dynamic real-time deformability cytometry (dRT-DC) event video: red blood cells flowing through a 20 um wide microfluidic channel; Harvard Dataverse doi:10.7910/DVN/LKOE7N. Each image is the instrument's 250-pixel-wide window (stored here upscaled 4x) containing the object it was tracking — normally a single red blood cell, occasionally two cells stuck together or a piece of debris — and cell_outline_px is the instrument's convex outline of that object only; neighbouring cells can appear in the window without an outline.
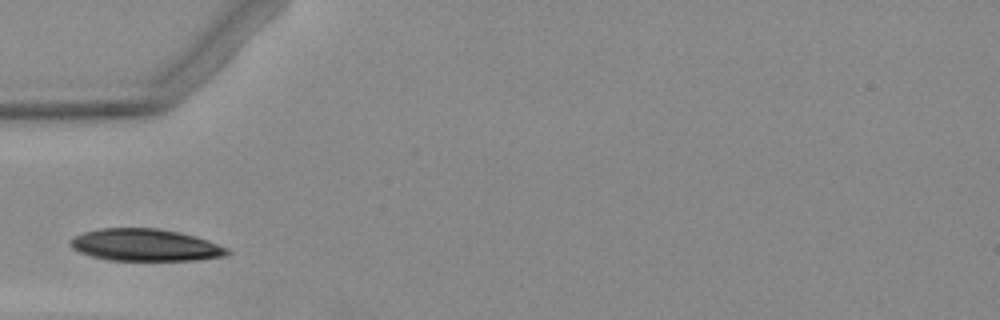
{"species": "Egyptian fruit bat (a non-hibernating species)", "species_latin": "Rousettus aegyptiacus", "temperature_condition": "warm", "stored_images_in_passage": 2, "camera_frame_rate_fps": 3000, "um_per_image_px": 0.085, "animal": {"sex": "female"}, "frame": {"image": 1, "passage_image": 1, "time_ms": 0.0, "image_size_px": [1000, 320], "cell_outline_px": [[232, 252], [224, 256], [196, 260], [108, 260], [92, 256], [80, 252], [72, 248], [68, 244], [68, 240], [72, 236], [84, 232], [100, 228], [160, 228], [180, 232], [228, 248]], "centroid_in_image_um": [12.28, 20.82], "position_along_channel_um": 72.7, "area_um2": 29.3}}
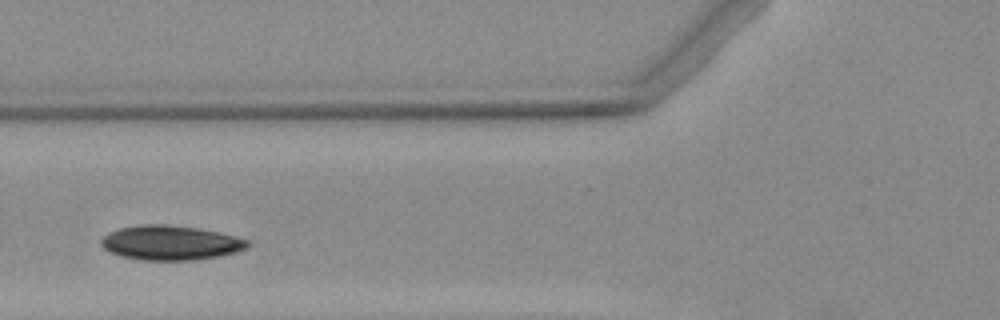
{"frame": {"image": 2, "passage_image": 2, "time_ms": 1.0, "image_size_px": [1000, 320], "cell_outline_px": [[252, 244], [248, 248], [236, 252], [196, 260], [140, 260], [120, 256], [108, 252], [100, 244], [100, 240], [108, 232], [120, 228], [140, 224], [164, 224], [196, 228], [216, 232], [252, 240]], "centroid_in_image_um": [14.48, 20.64], "position_along_channel_um": 111.3, "area_um2": 29.65}}